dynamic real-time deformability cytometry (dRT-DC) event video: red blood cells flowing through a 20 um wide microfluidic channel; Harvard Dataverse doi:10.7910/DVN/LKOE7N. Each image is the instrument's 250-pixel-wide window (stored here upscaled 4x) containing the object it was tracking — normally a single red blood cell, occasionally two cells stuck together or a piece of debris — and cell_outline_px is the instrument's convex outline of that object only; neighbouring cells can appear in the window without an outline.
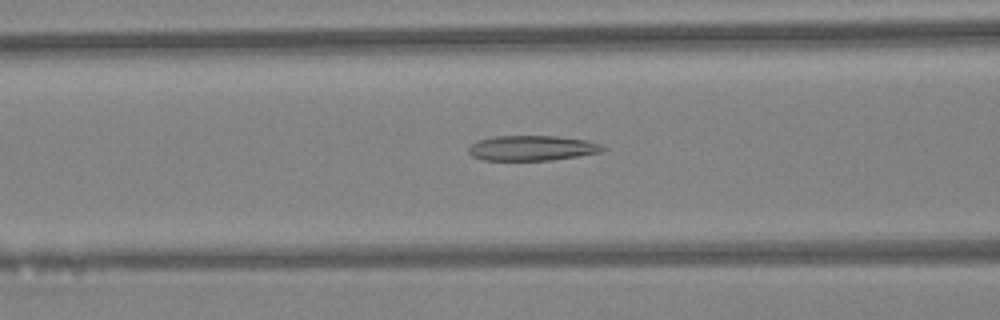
{"species": "Egyptian fruit bat (a non-hibernating species)", "species_latin": "Rousettus aegyptiacus", "temperature_condition": "warm", "stored_images_in_passage": 37, "camera_frame_rate_fps": 3000, "um_per_image_px": 0.085, "animal": {"sex": "female"}, "frame": {"image": 1, "passage_image": 15, "time_ms": 4.667, "image_size_px": [1000, 320], "cell_outline_px": [[608, 148], [600, 152], [552, 160], [484, 160], [472, 156], [468, 152], [468, 148], [476, 140], [496, 136], [556, 136], [588, 140], [600, 144]], "centroid_in_image_um": [45.22, 12.58], "position_along_channel_um": 121.4, "area_um2": 19.65}}
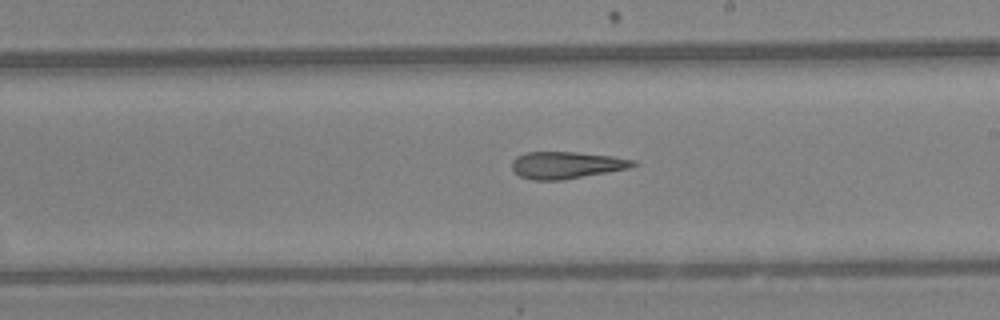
{"frame": {"image": 2, "passage_image": 23, "time_ms": 7.333, "image_size_px": [1000, 320], "cell_outline_px": [[640, 164], [628, 168], [560, 180], [532, 180], [520, 176], [512, 168], [512, 160], [516, 156], [524, 152], [576, 152], [612, 156], [636, 160]], "centroid_in_image_um": [48.13, 14.02], "position_along_channel_um": 240.9, "area_um2": 18.96}}
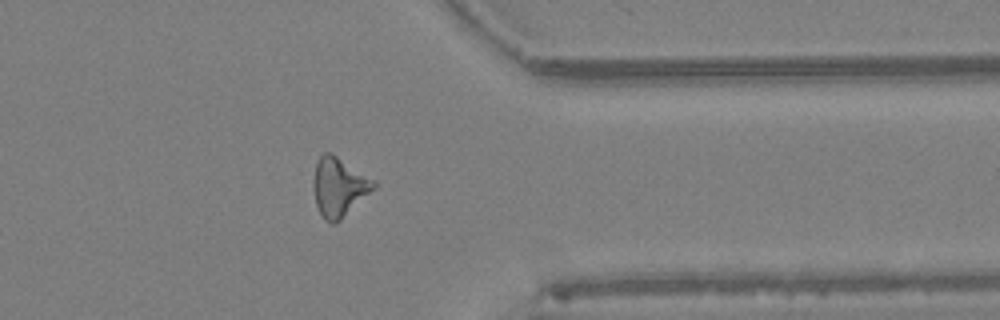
{"frame": {"image": 3, "passage_image": 33, "time_ms": 10.667, "image_size_px": [1000, 320], "cell_outline_px": [[376, 184], [340, 220], [332, 224], [324, 220], [316, 204], [316, 164], [320, 156], [324, 152], [332, 152], [376, 180]], "centroid_in_image_um": [28.83, 15.85], "position_along_channel_um": 382.6, "area_um2": 19.83}, "authors_computed_cell_mechanics": {"area_um2": 19.7098, "velocity_mm_per_s": 4.5108, "shape_relaxation_time_tau1_ms": null, "shape_relaxation_time_tau2_ms": 3.4348, "deformation_change_tau1": null, "deformation_change_tau2": 0.1787}}